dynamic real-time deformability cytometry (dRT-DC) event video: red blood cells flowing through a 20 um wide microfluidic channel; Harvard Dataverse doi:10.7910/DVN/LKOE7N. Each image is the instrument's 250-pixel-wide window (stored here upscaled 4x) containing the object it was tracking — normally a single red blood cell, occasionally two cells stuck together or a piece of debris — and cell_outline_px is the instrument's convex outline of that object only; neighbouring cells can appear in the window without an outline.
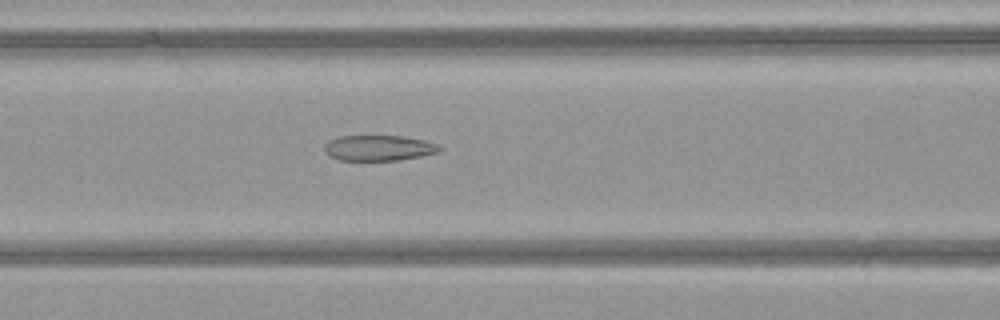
{"species": "common noctule bat (a hibernating species)", "species_latin": "Nyctalus noctula", "temperature_condition": "warm", "stored_images_in_passage": 43, "camera_frame_rate_fps": 3000, "um_per_image_px": 0.085, "animal": {"sex": "female", "body_mass_g": 21.9}, "frame": {"image": 1, "passage_image": 14, "time_ms": 4.333, "image_size_px": [1000, 320], "cell_outline_px": [[444, 148], [440, 152], [400, 160], [340, 160], [328, 156], [324, 152], [324, 144], [328, 140], [340, 136], [404, 136], [424, 140], [440, 144]], "centroid_in_image_um": [32.21, 12.57], "position_along_channel_um": 134.4, "area_um2": 17.4}}
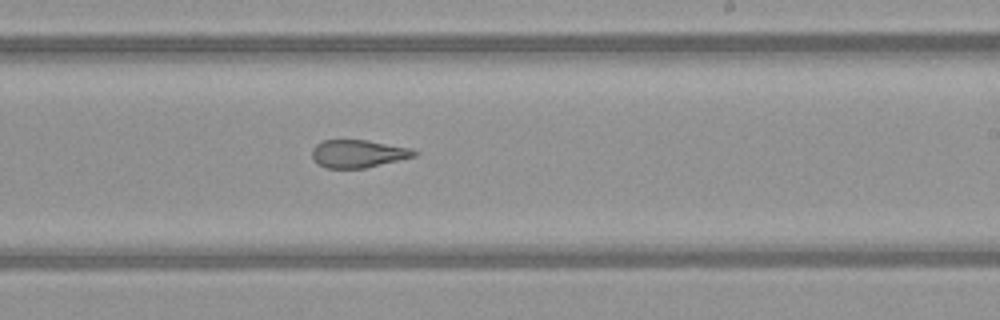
{"frame": {"image": 2, "passage_image": 23, "time_ms": 7.333, "image_size_px": [1000, 320], "cell_outline_px": [[420, 152], [416, 156], [364, 168], [324, 168], [312, 156], [312, 148], [320, 140], [368, 140], [412, 148]], "centroid_in_image_um": [30.47, 13.05], "position_along_channel_um": 258.5, "area_um2": 16.59}}
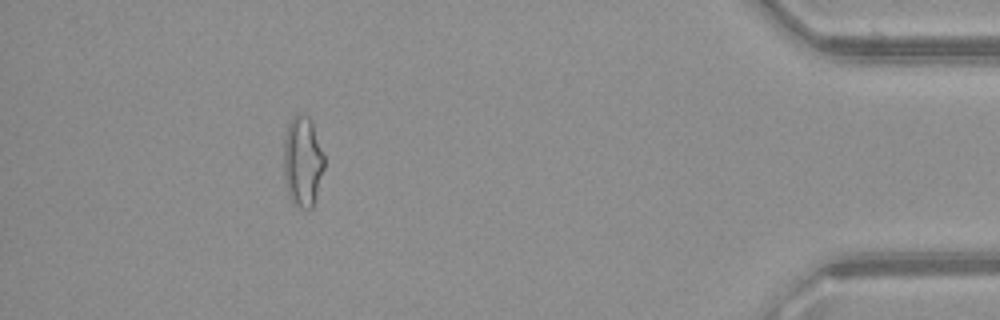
{"frame": {"image": 3, "passage_image": 38, "time_ms": 12.333, "image_size_px": [1000, 320], "cell_outline_px": [[324, 168], [312, 208], [300, 208], [292, 204], [288, 192], [284, 176], [284, 136], [288, 124], [292, 116], [296, 112], [300, 112], [308, 116], [312, 120], [324, 156]], "centroid_in_image_um": [25.71, 13.67], "position_along_channel_um": 409.5, "area_um2": 21.56}, "authors_computed_cell_mechanics": {"area_um2": 19.2474, "velocity_mm_per_s": 4.1374, "shape_relaxation_time_tau1_ms": null, "shape_relaxation_time_tau2_ms": 2.2649, "deformation_change_tau1": null, "deformation_change_tau2": 0.1155}}